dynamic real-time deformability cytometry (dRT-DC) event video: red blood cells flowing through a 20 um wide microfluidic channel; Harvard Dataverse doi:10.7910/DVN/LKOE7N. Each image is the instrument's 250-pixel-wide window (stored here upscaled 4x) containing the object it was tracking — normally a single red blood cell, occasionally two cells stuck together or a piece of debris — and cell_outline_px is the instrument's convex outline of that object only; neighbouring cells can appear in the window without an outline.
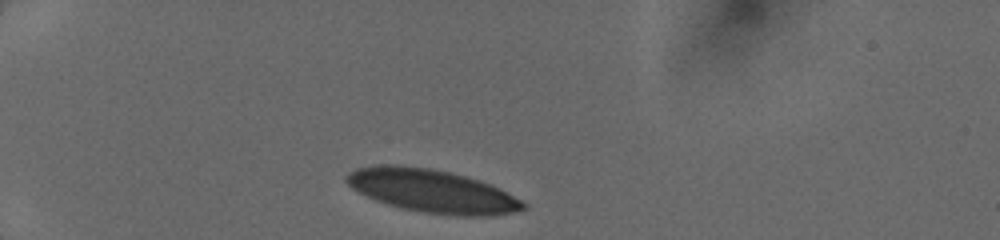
{"species": "human", "species_latin": "Homo sapiens", "temperature_condition": "cold", "stored_images_in_passage": 19, "camera_frame_rate_fps": 3000, "um_per_image_px": 0.085, "donor": {"sex": "female"}, "frame": {"image": 1, "passage_image": 1, "time_ms": 0.0, "image_size_px": [1000, 240], "cell_outline_px": [[528, 208], [512, 212], [492, 216], [460, 216], [424, 212], [404, 208], [388, 204], [376, 200], [352, 188], [344, 180], [344, 176], [348, 172], [356, 168], [376, 164], [396, 164], [428, 168], [448, 172], [464, 176], [488, 184], [520, 200]], "centroid_in_image_um": [36.65, 16.22], "position_along_channel_um": 48.4, "area_um2": 43.75}}
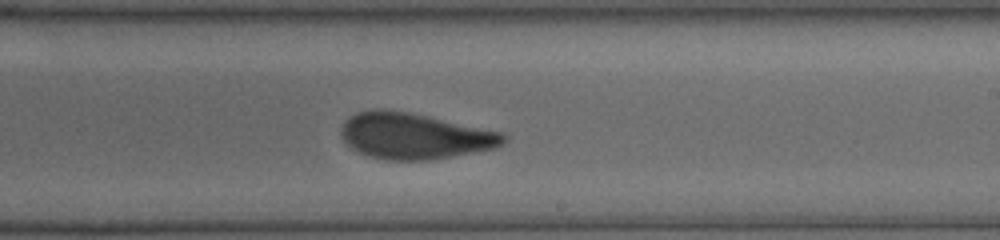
{"frame": {"image": 2, "passage_image": 9, "time_ms": 6.0, "image_size_px": [1000, 240], "cell_outline_px": [[508, 140], [504, 144], [496, 148], [452, 156], [428, 160], [384, 160], [368, 156], [352, 148], [340, 136], [340, 128], [344, 120], [348, 116], [356, 112], [372, 108], [384, 108], [408, 112], [428, 116], [504, 132], [508, 136]], "centroid_in_image_um": [35.22, 11.54], "position_along_channel_um": 253.8, "area_um2": 44.1}}
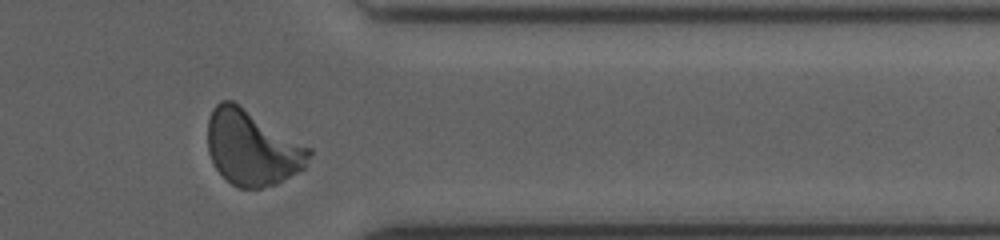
{"frame": {"image": 3, "passage_image": 17, "time_ms": 9.333, "image_size_px": [1000, 240], "cell_outline_px": [[312, 152], [304, 168], [300, 172], [276, 184], [260, 188], [240, 188], [232, 184], [216, 168], [208, 152], [208, 120], [212, 108], [220, 100], [232, 100], [240, 104], [312, 148]], "centroid_in_image_um": [21.45, 12.54], "position_along_channel_um": 390.0, "area_um2": 44.62}}